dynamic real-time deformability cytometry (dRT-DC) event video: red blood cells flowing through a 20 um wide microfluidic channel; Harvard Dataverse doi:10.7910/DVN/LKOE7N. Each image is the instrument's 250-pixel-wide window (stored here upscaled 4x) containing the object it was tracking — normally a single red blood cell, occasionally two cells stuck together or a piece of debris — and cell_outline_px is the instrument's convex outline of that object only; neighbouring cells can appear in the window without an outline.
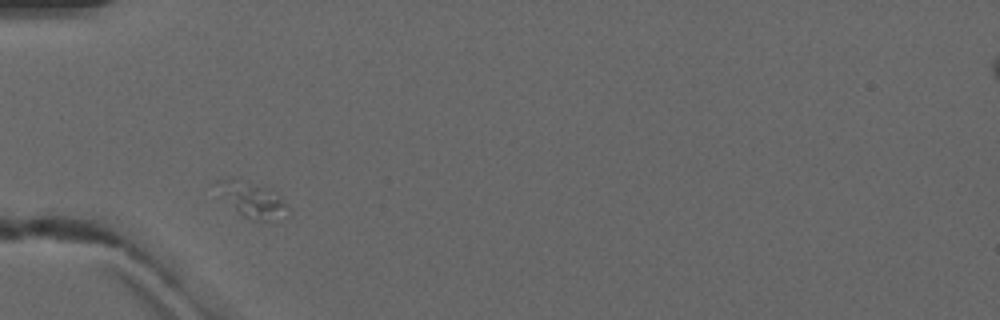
{"species": "common noctule bat (a hibernating species)", "species_latin": "Nyctalus noctula", "temperature_condition": "warm", "stored_images_in_passage": 2, "camera_frame_rate_fps": 3000, "um_per_image_px": 0.085, "animal": {"sex": "male", "forearm_length_mm": 52.5}, "frame": {"image": 1, "passage_image": 1, "time_ms": 0.0, "image_size_px": [1000, 320], "cell_outline_px": [[288, 208], [264, 220], [256, 220], [244, 216], [236, 208], [216, 184], [216, 180], [232, 176], [248, 180], [272, 188], [288, 204]], "centroid_in_image_um": [21.43, 16.82], "position_along_channel_um": 63.6, "area_um2": 13.58}}